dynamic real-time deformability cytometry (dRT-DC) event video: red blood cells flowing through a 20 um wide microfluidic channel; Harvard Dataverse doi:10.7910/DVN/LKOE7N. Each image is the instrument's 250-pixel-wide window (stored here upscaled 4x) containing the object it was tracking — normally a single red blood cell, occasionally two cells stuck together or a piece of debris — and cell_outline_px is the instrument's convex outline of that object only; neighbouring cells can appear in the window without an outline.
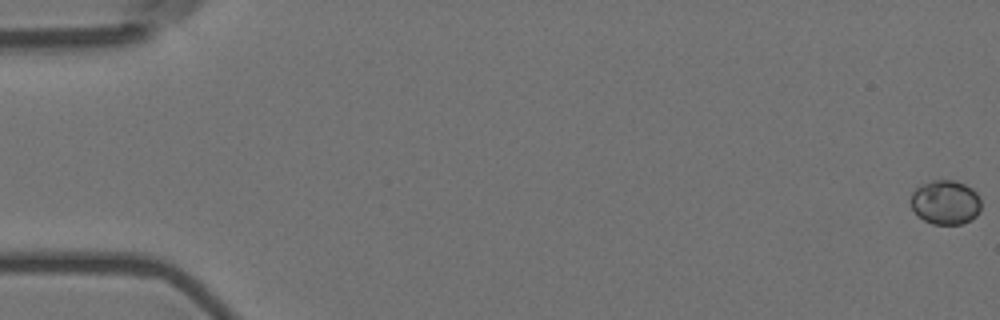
{"species": "Egyptian fruit bat (a non-hibernating species)", "species_latin": "Rousettus aegyptiacus", "temperature_condition": "room temperature", "stored_images_in_passage": 58, "camera_frame_rate_fps": 3000, "um_per_image_px": 0.085, "animal": {"sex": "female"}, "frame": {"image": 1, "passage_image": 1, "time_ms": 0.0, "image_size_px": [1000, 320], "cell_outline_px": [[980, 212], [972, 220], [960, 224], [932, 224], [924, 220], [912, 208], [908, 200], [912, 192], [916, 188], [932, 180], [956, 180], [972, 188], [976, 192], [980, 200]], "centroid_in_image_um": [80.36, 17.19], "position_along_channel_um": 4.6, "area_um2": 18.26}}
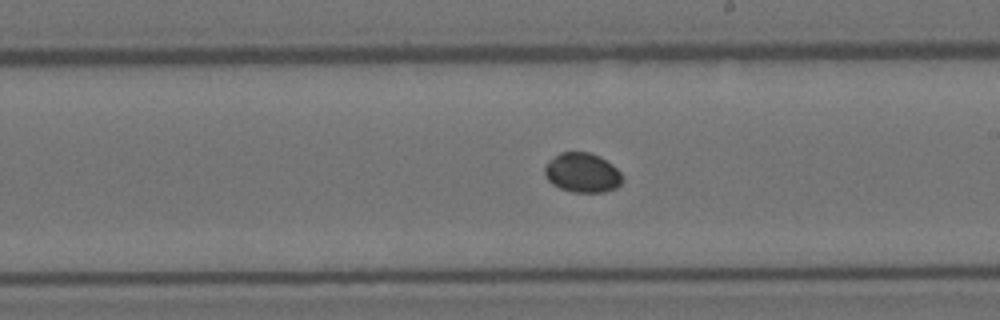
{"frame": {"image": 2, "passage_image": 34, "time_ms": 11.0, "image_size_px": [1000, 320], "cell_outline_px": [[624, 180], [616, 188], [604, 192], [572, 192], [560, 188], [552, 184], [544, 176], [544, 168], [548, 160], [560, 152], [588, 152], [600, 156], [612, 164], [620, 172]], "centroid_in_image_um": [49.48, 14.68], "position_along_channel_um": 239.5, "area_um2": 18.09}}
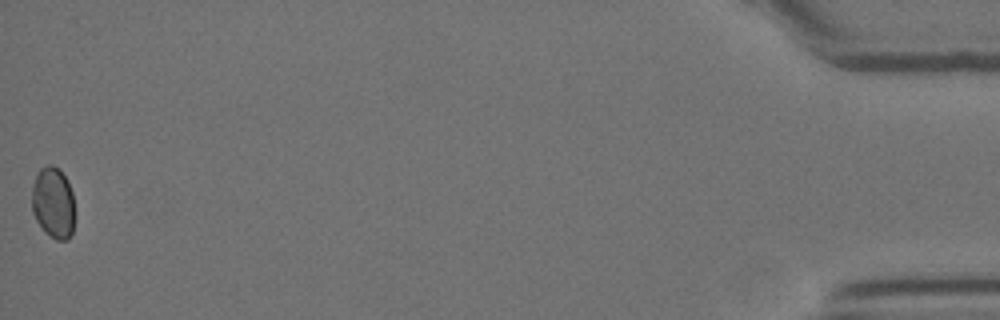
{"frame": {"image": 3, "passage_image": 58, "time_ms": 19.0, "image_size_px": [1000, 320], "cell_outline_px": [[72, 232], [68, 240], [56, 240], [44, 232], [36, 220], [32, 212], [32, 188], [36, 176], [40, 168], [48, 164], [52, 164], [68, 180], [72, 192]], "centroid_in_image_um": [4.49, 17.24], "position_along_channel_um": 430.7, "area_um2": 17.57}}